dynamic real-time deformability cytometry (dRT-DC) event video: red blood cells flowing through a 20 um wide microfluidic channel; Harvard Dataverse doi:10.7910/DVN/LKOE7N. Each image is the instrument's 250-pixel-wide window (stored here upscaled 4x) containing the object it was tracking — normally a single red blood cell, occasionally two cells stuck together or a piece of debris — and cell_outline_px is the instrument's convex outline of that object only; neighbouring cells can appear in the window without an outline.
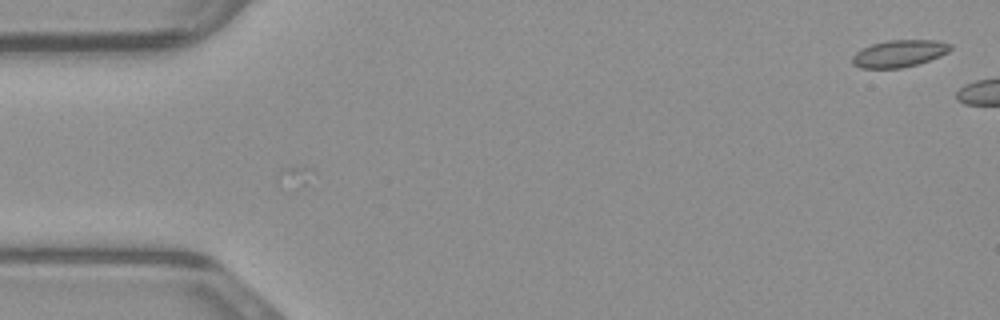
{"species": "common noctule bat (a hibernating species)", "species_latin": "Nyctalus noctula", "temperature_condition": "warm", "stored_images_in_passage": 6, "camera_frame_rate_fps": 3000, "um_per_image_px": 0.085, "animal": {"sex": "male", "body_mass_g": 23.1, "forearm_length_mm": 52.7}, "frame": {"image": 1, "passage_image": 6, "time_ms": 1.667, "image_size_px": [1000, 320], "cell_outline_px": [[952, 48], [948, 52], [940, 56], [916, 64], [900, 68], [860, 68], [852, 64], [852, 56], [860, 48], [872, 44], [888, 40], [936, 40], [952, 44]], "centroid_in_image_um": [76.41, 4.54], "position_along_channel_um": 8.6, "area_um2": 15.49}}